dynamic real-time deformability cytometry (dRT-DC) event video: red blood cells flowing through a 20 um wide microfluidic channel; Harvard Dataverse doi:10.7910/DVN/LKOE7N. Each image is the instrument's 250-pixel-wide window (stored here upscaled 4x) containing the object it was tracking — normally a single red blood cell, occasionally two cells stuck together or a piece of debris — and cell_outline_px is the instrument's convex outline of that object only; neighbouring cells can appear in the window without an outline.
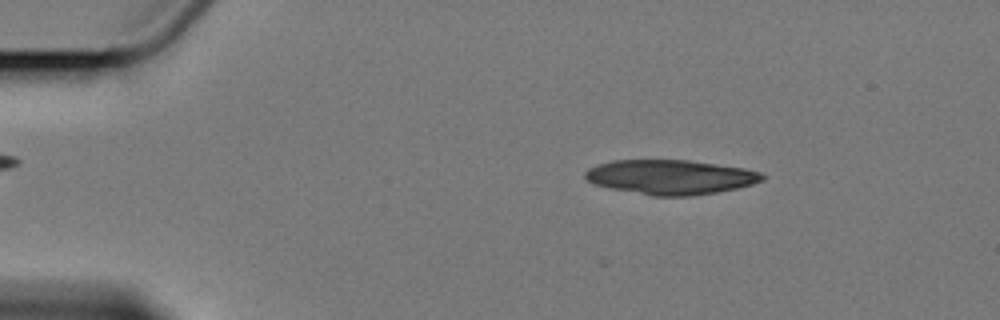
{"species": "Egyptian fruit bat (a non-hibernating species)", "species_latin": "Rousettus aegyptiacus", "temperature_condition": "cold", "stored_images_in_passage": 3, "camera_frame_rate_fps": 3000, "um_per_image_px": 0.085, "animal": {"sex": "female"}, "frame": {"image": 1, "passage_image": 1, "time_ms": 0.0, "image_size_px": [1000, 320], "cell_outline_px": [[768, 176], [764, 180], [752, 184], [736, 188], [716, 192], [692, 196], [652, 196], [608, 188], [592, 184], [584, 176], [584, 172], [588, 168], [612, 160], [688, 160], [744, 168], [760, 172]], "centroid_in_image_um": [56.98, 15.05], "position_along_channel_um": 28.0, "area_um2": 35.84}}